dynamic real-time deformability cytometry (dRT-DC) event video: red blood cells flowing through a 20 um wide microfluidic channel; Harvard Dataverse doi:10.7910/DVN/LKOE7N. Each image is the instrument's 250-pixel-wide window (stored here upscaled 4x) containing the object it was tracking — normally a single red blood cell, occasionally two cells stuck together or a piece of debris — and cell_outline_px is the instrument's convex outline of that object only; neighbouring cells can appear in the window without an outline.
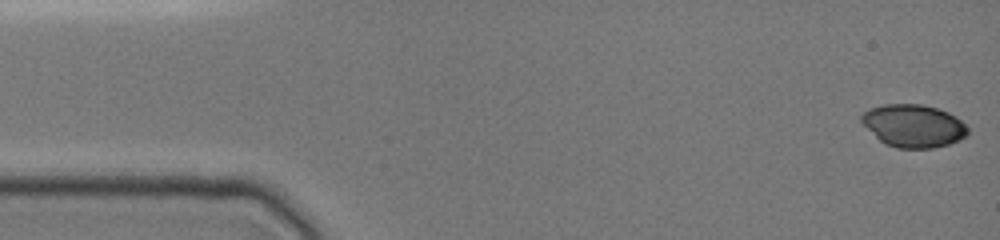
{"species": "common noctule bat (a hibernating species)", "species_latin": "Nyctalus noctula", "temperature_condition": "cold", "stored_images_in_passage": 32, "camera_frame_rate_fps": 3000, "um_per_image_px": 0.085, "animal": {"sex": "female", "body_mass_g": 19.0, "forearm_length_mm": 51.5}, "frame": {"image": 1, "passage_image": 1, "time_ms": 0.0, "image_size_px": [1000, 240], "cell_outline_px": [[968, 136], [960, 140], [948, 144], [932, 148], [896, 148], [884, 144], [860, 120], [860, 116], [864, 112], [872, 108], [884, 104], [920, 104], [936, 108], [948, 112], [956, 116], [968, 128]], "centroid_in_image_um": [77.67, 10.7], "position_along_channel_um": 7.3, "area_um2": 26.36}}
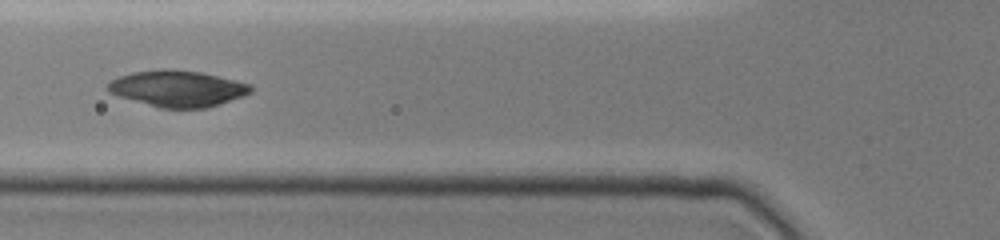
{"frame": {"image": 2, "passage_image": 9, "time_ms": 5.667, "image_size_px": [1000, 240], "cell_outline_px": [[252, 92], [244, 96], [208, 108], [160, 108], [120, 96], [108, 92], [104, 88], [108, 80], [132, 72], [160, 68], [172, 68], [200, 72], [236, 80], [252, 84]], "centroid_in_image_um": [15.08, 7.51], "position_along_channel_um": 110.7, "area_um2": 30.58}}
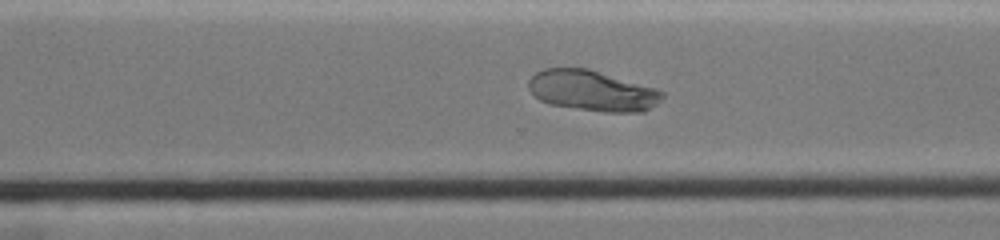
{"frame": {"image": 3, "passage_image": 21, "time_ms": 11.0, "image_size_px": [1000, 240], "cell_outline_px": [[664, 96], [656, 104], [644, 112], [604, 112], [552, 104], [540, 100], [528, 88], [528, 80], [536, 72], [544, 68], [588, 68], [656, 88], [664, 92]], "centroid_in_image_um": [50.36, 7.7], "position_along_channel_um": 320.2, "area_um2": 31.5}}